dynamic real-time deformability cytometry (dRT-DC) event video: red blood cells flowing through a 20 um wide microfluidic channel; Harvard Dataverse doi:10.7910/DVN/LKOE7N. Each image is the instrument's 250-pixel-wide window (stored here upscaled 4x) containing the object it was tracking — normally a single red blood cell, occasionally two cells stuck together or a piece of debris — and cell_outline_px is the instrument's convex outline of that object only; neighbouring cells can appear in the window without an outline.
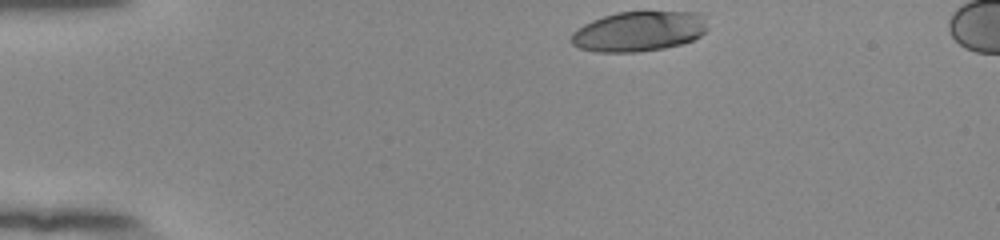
{"species": "human", "species_latin": "Homo sapiens", "temperature_condition": "room temperature", "stored_images_in_passage": 36, "camera_frame_rate_fps": 3000, "um_per_image_px": 0.085, "donor": {"sex": "female"}, "frame": {"image": 1, "passage_image": 1, "time_ms": 0.0, "image_size_px": [1000, 240], "cell_outline_px": [[708, 28], [700, 36], [692, 40], [680, 44], [664, 48], [636, 52], [596, 52], [580, 48], [572, 44], [572, 32], [584, 24], [592, 20], [616, 12], [700, 12]], "centroid_in_image_um": [54.29, 2.67], "position_along_channel_um": 30.7, "area_um2": 31.67}}
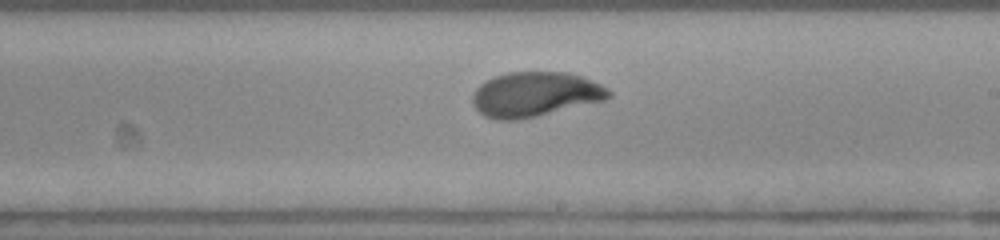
{"frame": {"image": 2, "passage_image": 23, "time_ms": 7.333, "image_size_px": [1000, 240], "cell_outline_px": [[612, 96], [604, 100], [520, 120], [496, 120], [484, 116], [472, 104], [472, 96], [476, 88], [480, 84], [496, 76], [508, 72], [568, 72], [584, 76], [608, 88], [612, 92]], "centroid_in_image_um": [45.49, 8.02], "position_along_channel_um": 243.5, "area_um2": 35.6}}
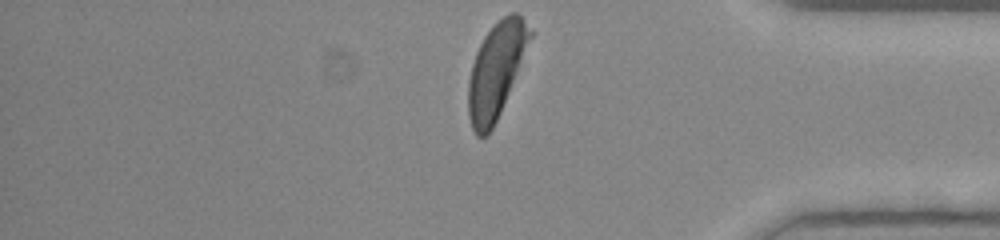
{"frame": {"image": 3, "passage_image": 36, "time_ms": 11.667, "image_size_px": [1000, 240], "cell_outline_px": [[532, 36], [500, 112], [492, 128], [484, 136], [476, 136], [472, 128], [468, 116], [468, 80], [472, 64], [476, 52], [484, 36], [504, 16], [512, 12], [516, 12], [520, 16], [532, 32]], "centroid_in_image_um": [42.13, 6.0], "position_along_channel_um": 393.1, "area_um2": 33.18}, "authors_computed_cell_mechanics": {"area_um2": 35.2291, "velocity_mm_per_s": 3.8661, "shape_relaxation_time_tau1_ms": 2.3534, "shape_relaxation_time_tau2_ms": 1.2292, "deformation_change_tau1": 0.1724, "deformation_change_tau2": 0.0622}}